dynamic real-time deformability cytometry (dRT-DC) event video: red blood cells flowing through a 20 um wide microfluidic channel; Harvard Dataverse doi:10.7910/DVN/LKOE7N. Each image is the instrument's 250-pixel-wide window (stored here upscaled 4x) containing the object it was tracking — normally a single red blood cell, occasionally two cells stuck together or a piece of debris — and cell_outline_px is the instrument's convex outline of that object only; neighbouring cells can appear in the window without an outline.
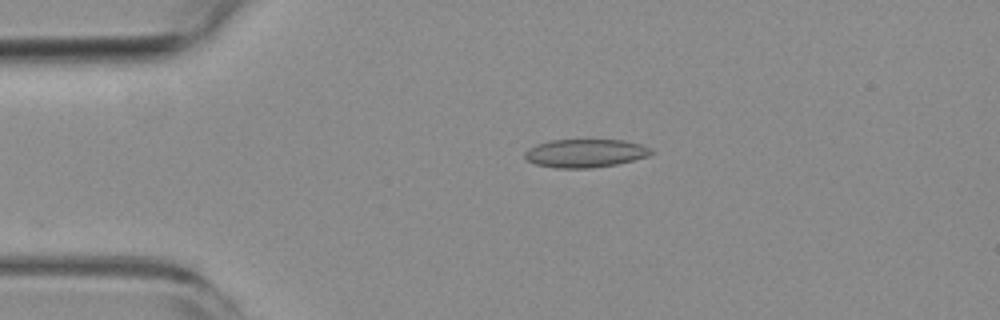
{"species": "common noctule bat (a hibernating species)", "species_latin": "Nyctalus noctula", "temperature_condition": "room temperature", "stored_images_in_passage": 46, "camera_frame_rate_fps": 3000, "um_per_image_px": 0.085, "animal": {"sex": "female", "body_mass_g": 19.3, "forearm_length_mm": 54.1}, "frame": {"image": 1, "passage_image": 2, "time_ms": 0.333, "image_size_px": [1000, 320], "cell_outline_px": [[652, 152], [648, 156], [616, 164], [592, 168], [556, 168], [536, 164], [528, 160], [524, 156], [524, 152], [528, 148], [536, 144], [552, 140], [624, 140], [640, 144], [648, 148]], "centroid_in_image_um": [49.7, 13.02], "position_along_channel_um": 35.3, "area_um2": 20.63}}
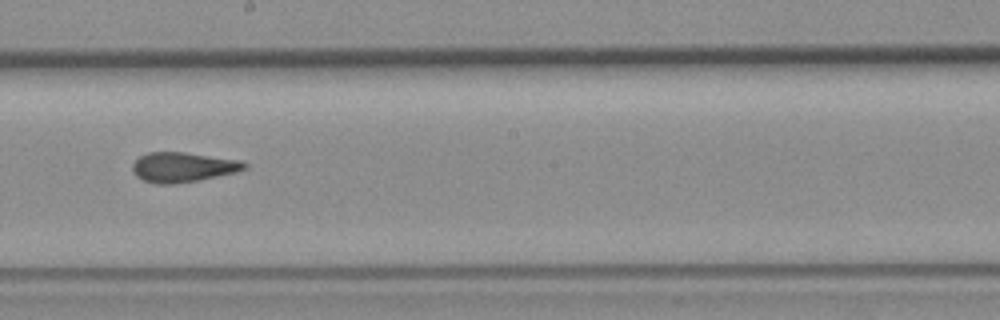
{"frame": {"image": 2, "passage_image": 21, "time_ms": 6.667, "image_size_px": [1000, 320], "cell_outline_px": [[248, 168], [236, 172], [196, 180], [172, 184], [156, 184], [144, 180], [136, 176], [132, 168], [132, 164], [140, 156], [148, 152], [184, 152], [240, 160], [248, 164]], "centroid_in_image_um": [15.54, 14.2], "position_along_channel_um": 232.7, "area_um2": 19.31}}
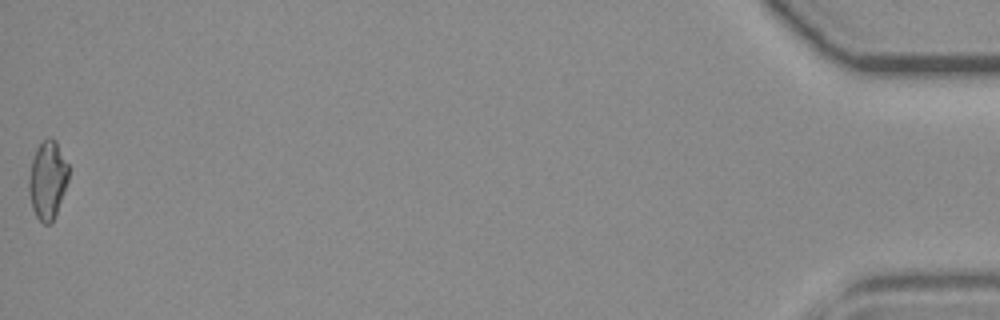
{"frame": {"image": 3, "passage_image": 46, "time_ms": 15.0, "image_size_px": [1000, 320], "cell_outline_px": [[68, 180], [52, 224], [44, 224], [36, 216], [32, 208], [28, 192], [28, 180], [32, 160], [36, 148], [48, 136], [52, 136], [56, 140], [68, 164]], "centroid_in_image_um": [4.03, 15.28], "position_along_channel_um": 431.2, "area_um2": 18.15}, "authors_computed_cell_mechanics": {"area_um2": 19.1318, "velocity_mm_per_s": 3.6737, "shape_relaxation_time_tau1_ms": null, "shape_relaxation_time_tau2_ms": 1.7742, "deformation_change_tau1": null, "deformation_change_tau2": 0.1029}}